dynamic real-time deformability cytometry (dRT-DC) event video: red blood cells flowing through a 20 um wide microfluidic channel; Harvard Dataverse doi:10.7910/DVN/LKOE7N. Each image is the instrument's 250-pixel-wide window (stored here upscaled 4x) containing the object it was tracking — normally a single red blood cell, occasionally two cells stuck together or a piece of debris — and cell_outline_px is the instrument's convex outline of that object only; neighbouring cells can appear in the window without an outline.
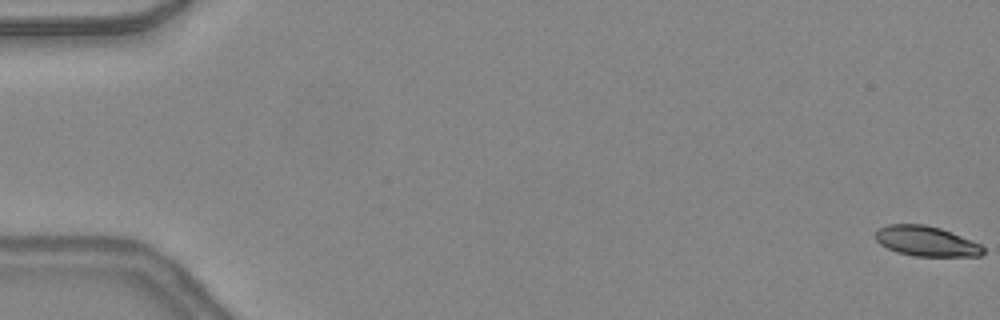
{"species": "common noctule bat (a hibernating species)", "species_latin": "Nyctalus noctula", "temperature_condition": "warm", "stored_images_in_passage": 48, "camera_frame_rate_fps": 3000, "um_per_image_px": 0.085, "animal": {"sex": "female", "body_mass_g": 24.6, "forearm_length_mm": 56.2}, "frame": {"image": 1, "passage_image": 1, "time_ms": 0.0, "image_size_px": [1000, 320], "cell_outline_px": [[984, 252], [980, 256], [916, 256], [896, 252], [880, 244], [876, 240], [876, 232], [880, 228], [888, 224], [924, 224], [940, 228], [972, 240], [980, 244], [984, 248]], "centroid_in_image_um": [78.74, 20.5], "position_along_channel_um": 6.3, "area_um2": 18.79}}
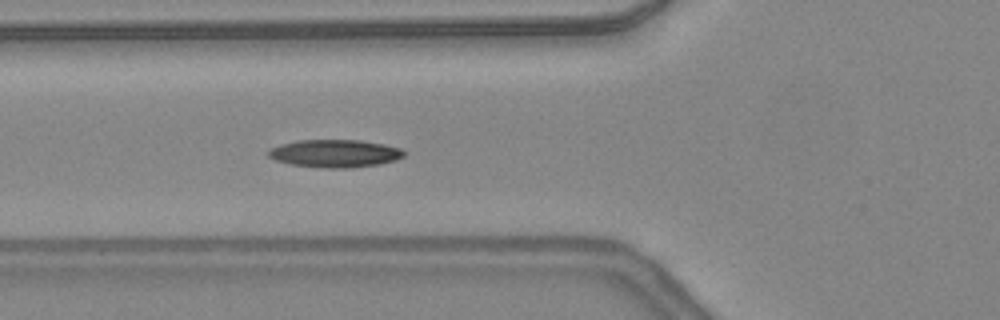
{"frame": {"image": 2, "passage_image": 19, "time_ms": 6.0, "image_size_px": [1000, 320], "cell_outline_px": [[404, 156], [396, 160], [380, 164], [352, 168], [324, 168], [292, 164], [276, 160], [268, 156], [268, 152], [272, 148], [280, 144], [296, 140], [360, 140], [384, 144], [400, 148], [404, 152]], "centroid_in_image_um": [28.49, 13.04], "position_along_channel_um": 97.3, "area_um2": 21.91}}
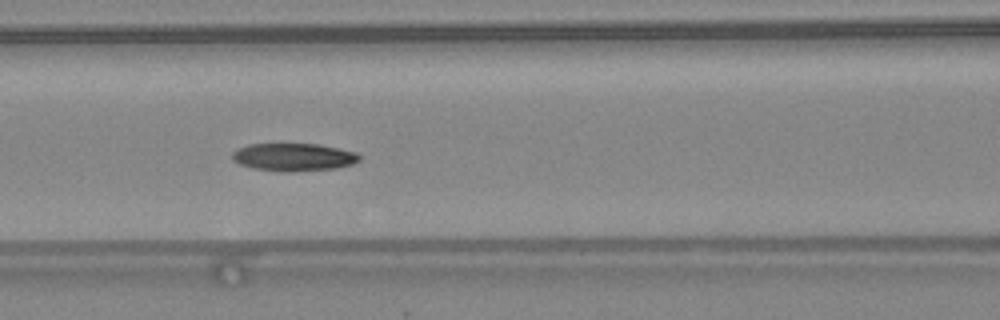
{"frame": {"image": 3, "passage_image": 22, "time_ms": 7.0, "image_size_px": [1000, 320], "cell_outline_px": [[360, 160], [352, 164], [336, 168], [288, 172], [280, 172], [252, 168], [240, 164], [232, 160], [232, 152], [236, 148], [248, 144], [316, 144], [356, 152], [360, 156]], "centroid_in_image_um": [24.91, 13.36], "position_along_channel_um": 141.7, "area_um2": 20.63}, "authors_computed_cell_mechanics": {"area_um2": 20.519, "velocity_mm_per_s": 4.3612, "shape_relaxation_time_tau1_ms": 4.4631, "shape_relaxation_time_tau2_ms": 9.2186, "deformation_change_tau1": 0.1631, "deformation_change_tau2": 0.1857}}